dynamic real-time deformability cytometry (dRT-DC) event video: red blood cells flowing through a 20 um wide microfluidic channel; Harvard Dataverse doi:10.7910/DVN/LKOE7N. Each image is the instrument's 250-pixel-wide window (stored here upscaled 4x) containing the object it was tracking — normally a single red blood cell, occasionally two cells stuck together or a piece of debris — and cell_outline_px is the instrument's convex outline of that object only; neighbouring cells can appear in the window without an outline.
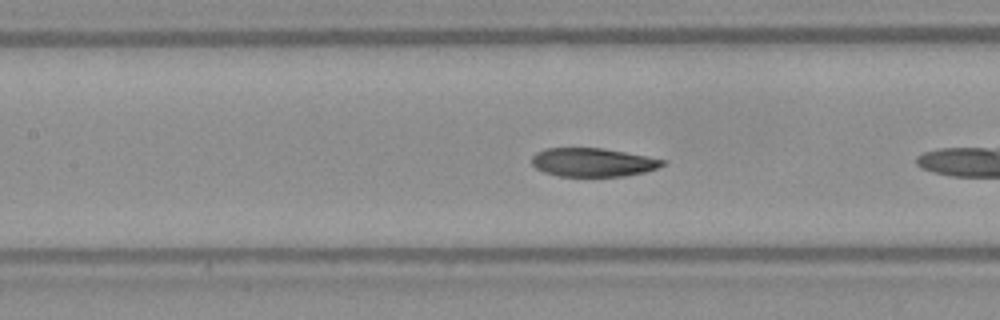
{"species": "Egyptian fruit bat (a non-hibernating species)", "species_latin": "Rousettus aegyptiacus", "temperature_condition": "warm", "stored_images_in_passage": 37, "camera_frame_rate_fps": 3000, "um_per_image_px": 0.085, "frame": {"image": 1, "passage_image": 7, "time_ms": 2.0, "image_size_px": [1000, 320], "cell_outline_px": [[668, 160], [664, 164], [656, 168], [644, 172], [624, 176], [560, 176], [544, 172], [536, 168], [532, 164], [532, 156], [536, 152], [544, 148], [604, 148], [648, 156]], "centroid_in_image_um": [50.39, 13.79], "position_along_channel_um": 157.0, "area_um2": 21.85}}
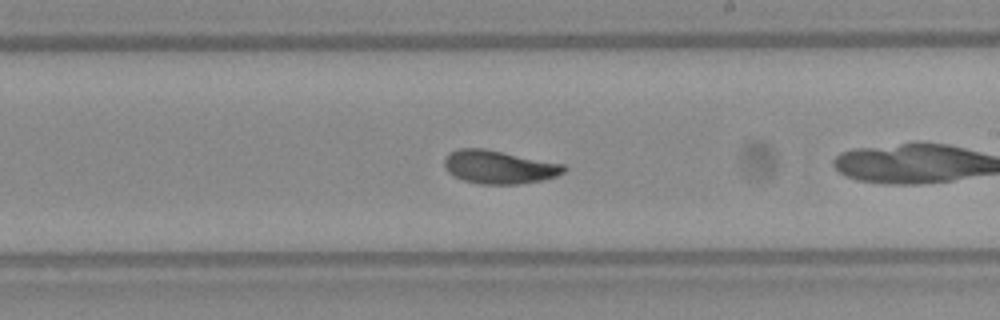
{"frame": {"image": 2, "passage_image": 14, "time_ms": 4.333, "image_size_px": [1000, 320], "cell_outline_px": [[568, 168], [564, 172], [556, 176], [544, 180], [520, 184], [480, 184], [464, 180], [448, 172], [444, 168], [444, 160], [448, 152], [460, 148], [484, 148], [564, 164]], "centroid_in_image_um": [42.42, 14.19], "position_along_channel_um": 246.6, "area_um2": 23.29}}
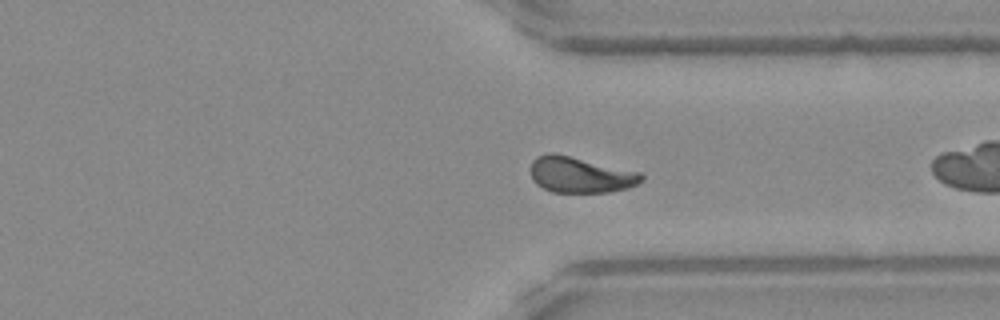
{"frame": {"image": 3, "passage_image": 23, "time_ms": 7.333, "image_size_px": [1000, 320], "cell_outline_px": [[644, 180], [628, 188], [608, 192], [552, 192], [536, 184], [532, 180], [532, 160], [536, 156], [548, 152], [552, 152], [640, 172], [644, 176]], "centroid_in_image_um": [49.32, 14.86], "position_along_channel_um": 362.1, "area_um2": 23.06}, "authors_computed_cell_mechanics": {"area_um2": 23.0044, "velocity_mm_per_s": 3.8435, "shape_relaxation_time_tau1_ms": 4.0406, "shape_relaxation_time_tau2_ms": 1.644, "deformation_change_tau1": 0.1422, "deformation_change_tau2": 0.0512}}